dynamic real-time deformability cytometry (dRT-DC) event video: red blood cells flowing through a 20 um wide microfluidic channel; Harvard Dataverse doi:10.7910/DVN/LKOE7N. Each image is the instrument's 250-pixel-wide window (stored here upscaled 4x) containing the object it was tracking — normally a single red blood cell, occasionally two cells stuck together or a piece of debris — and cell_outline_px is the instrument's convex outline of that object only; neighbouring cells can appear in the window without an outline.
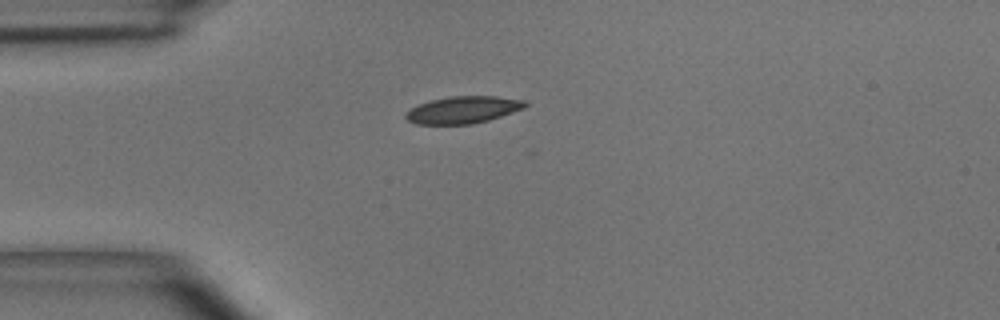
{"species": "common noctule bat (a hibernating species)", "species_latin": "Nyctalus noctula", "temperature_condition": "room temperature", "stored_images_in_passage": 37, "camera_frame_rate_fps": 3000, "um_per_image_px": 0.085, "animal": {"sex": "male", "body_mass_g": 15.6}, "frame": {"image": 1, "passage_image": 1, "time_ms": 0.0, "image_size_px": [1000, 320], "cell_outline_px": [[528, 104], [524, 108], [488, 120], [472, 124], [416, 124], [408, 120], [404, 116], [412, 108], [420, 104], [432, 100], [452, 96], [496, 96], [524, 100]], "centroid_in_image_um": [39.38, 9.33], "position_along_channel_um": 45.6, "area_um2": 18.55}}
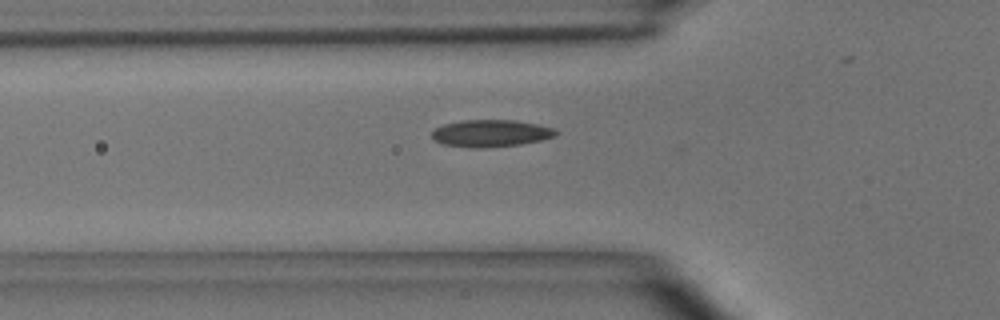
{"frame": {"image": 2, "passage_image": 5, "time_ms": 1.333, "image_size_px": [1000, 320], "cell_outline_px": [[560, 132], [556, 136], [540, 140], [520, 144], [472, 148], [440, 144], [432, 140], [432, 132], [436, 128], [444, 124], [460, 120], [516, 120], [536, 124], [552, 128]], "centroid_in_image_um": [41.68, 11.32], "position_along_channel_um": 84.1, "area_um2": 19.54}}
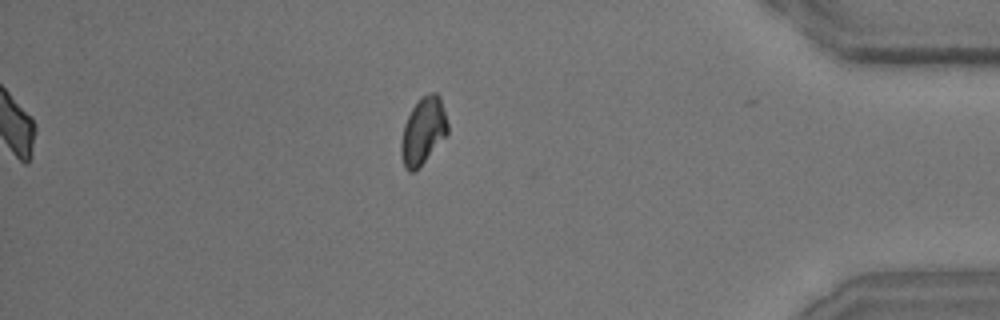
{"frame": {"image": 3, "passage_image": 31, "time_ms": 10.0, "image_size_px": [1000, 320], "cell_outline_px": [[448, 132], [424, 160], [412, 172], [408, 172], [404, 168], [400, 152], [400, 140], [404, 124], [416, 100], [420, 96], [432, 92], [436, 92], [440, 96], [448, 124]], "centroid_in_image_um": [35.93, 11.08], "position_along_channel_um": 399.3, "area_um2": 17.98}, "authors_computed_cell_mechanics": {"area_um2": 18.207, "velocity_mm_per_s": 4.0498, "shape_relaxation_time_tau1_ms": 4.0734, "shape_relaxation_time_tau2_ms": 1.7671, "deformation_change_tau1": 0.1056, "deformation_change_tau2": 0.0551}}